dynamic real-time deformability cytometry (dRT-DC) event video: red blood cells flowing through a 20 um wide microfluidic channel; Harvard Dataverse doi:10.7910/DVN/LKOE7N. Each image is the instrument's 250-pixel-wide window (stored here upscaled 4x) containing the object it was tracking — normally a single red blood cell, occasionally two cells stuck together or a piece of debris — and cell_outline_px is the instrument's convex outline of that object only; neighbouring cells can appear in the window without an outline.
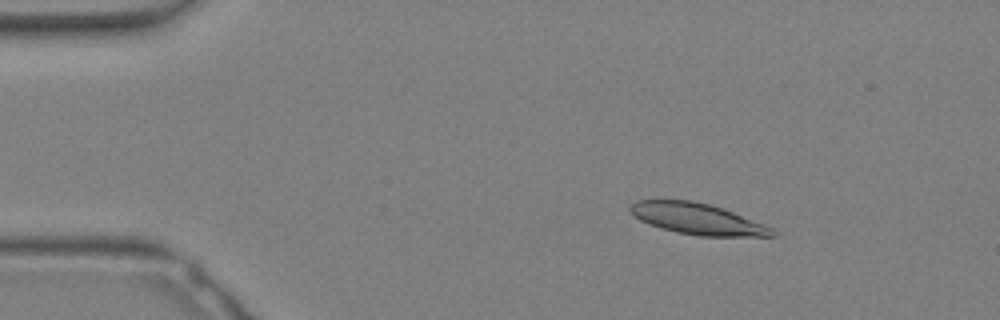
{"species": "Egyptian fruit bat (a non-hibernating species)", "species_latin": "Rousettus aegyptiacus", "temperature_condition": "warm", "stored_images_in_passage": 31, "camera_frame_rate_fps": 3000, "um_per_image_px": 0.085, "animal": {"sex": "female"}, "frame": {"image": 1, "passage_image": 4, "time_ms": 1.0, "image_size_px": [1000, 320], "cell_outline_px": [[776, 236], [700, 236], [676, 232], [660, 228], [640, 220], [628, 208], [636, 200], [656, 196], [692, 200], [724, 208], [764, 224], [772, 228], [776, 232]], "centroid_in_image_um": [59.2, 18.55], "position_along_channel_um": 25.8, "area_um2": 26.47}}
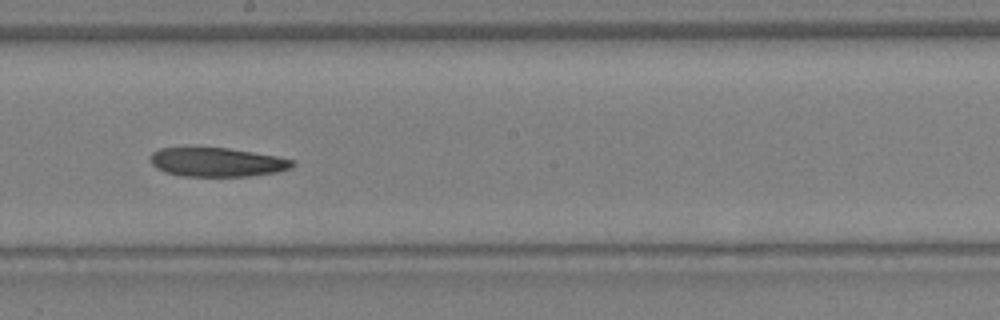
{"frame": {"image": 2, "passage_image": 17, "time_ms": 5.333, "image_size_px": [1000, 320], "cell_outline_px": [[296, 164], [292, 168], [276, 172], [248, 176], [180, 176], [164, 172], [156, 168], [152, 164], [148, 156], [152, 152], [160, 148], [228, 148], [276, 156], [296, 160]], "centroid_in_image_um": [18.44, 13.79], "position_along_channel_um": 229.8, "area_um2": 24.1}}
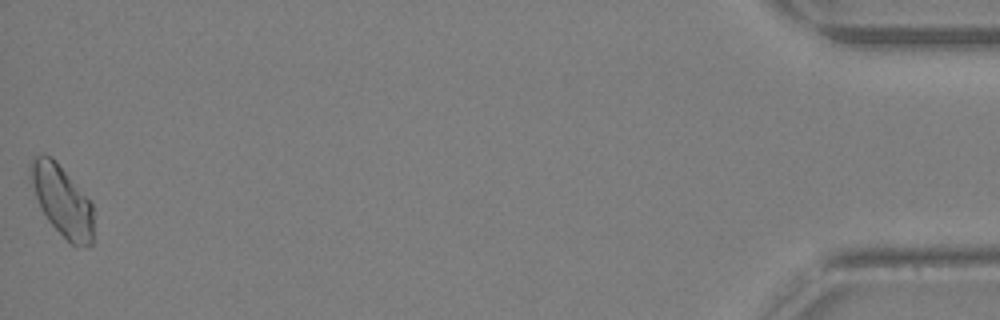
{"frame": {"image": 3, "passage_image": 31, "time_ms": 10.0, "image_size_px": [1000, 320], "cell_outline_px": [[92, 244], [76, 248], [48, 220], [40, 208], [28, 176], [28, 168], [32, 156], [44, 152], [52, 156], [56, 160], [92, 204]], "centroid_in_image_um": [5.21, 16.99], "position_along_channel_um": 430.0, "area_um2": 25.95}}